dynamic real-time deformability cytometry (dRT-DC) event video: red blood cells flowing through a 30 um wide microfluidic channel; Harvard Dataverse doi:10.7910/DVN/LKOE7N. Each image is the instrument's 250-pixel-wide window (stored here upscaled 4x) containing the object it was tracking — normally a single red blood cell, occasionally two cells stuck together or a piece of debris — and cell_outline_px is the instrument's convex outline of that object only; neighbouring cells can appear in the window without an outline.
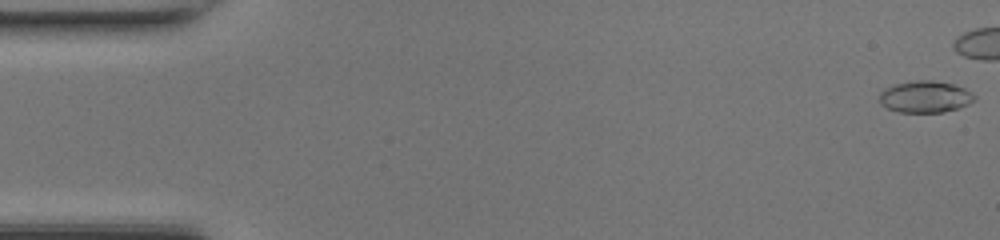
{"species": "common noctule bat (a hibernating species)", "species_latin": "Nyctalus noctula", "temperature_condition": "room temperature", "stored_images_in_passage": 38, "camera_frame_rate_fps": 3000, "um_per_image_px": 0.085, "animal": {"sex": "female", "body_mass_g": 17.0, "forearm_length_mm": 48.0}, "frame": {"image": 1, "passage_image": 1, "time_ms": 0.0, "image_size_px": [1000, 240], "cell_outline_px": [[976, 100], [960, 108], [944, 112], [900, 112], [888, 108], [880, 104], [880, 92], [884, 88], [892, 84], [916, 80], [932, 80], [952, 84], [964, 88], [972, 92], [976, 96]], "centroid_in_image_um": [78.65, 8.22], "position_along_channel_um": 6.4, "area_um2": 17.74}}
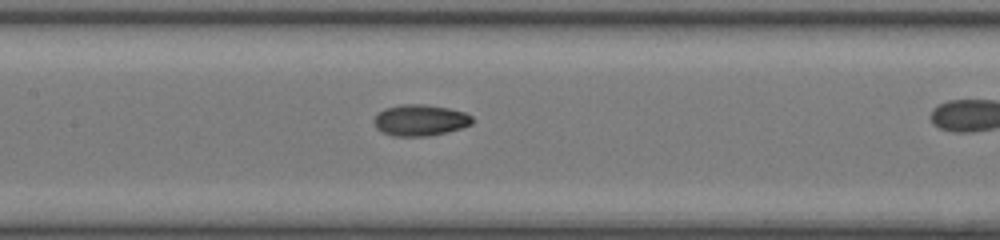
{"frame": {"image": 2, "passage_image": 23, "time_ms": 7.333, "image_size_px": [1000, 240], "cell_outline_px": [[472, 124], [448, 132], [428, 136], [392, 136], [380, 132], [376, 128], [372, 120], [384, 108], [400, 104], [424, 104], [448, 108], [464, 112], [472, 116]], "centroid_in_image_um": [35.68, 10.22], "position_along_channel_um": 171.7, "area_um2": 18.03}}
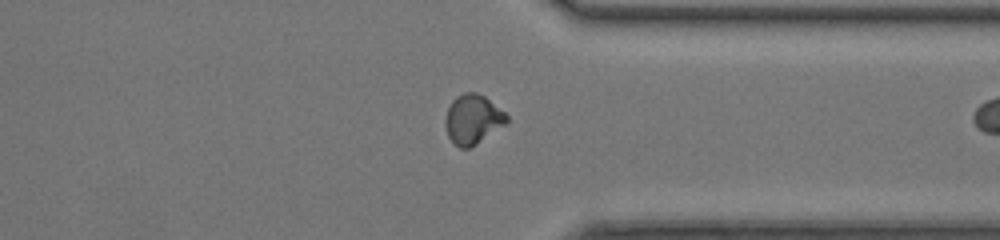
{"frame": {"image": 3, "passage_image": 37, "time_ms": 12.0, "image_size_px": [1000, 240], "cell_outline_px": [[508, 124], [476, 144], [468, 148], [460, 148], [448, 136], [444, 124], [444, 120], [448, 108], [452, 100], [456, 96], [464, 92], [476, 92], [484, 96], [504, 112], [508, 116]], "centroid_in_image_um": [40.19, 10.14], "position_along_channel_um": 371.2, "area_um2": 17.74}}